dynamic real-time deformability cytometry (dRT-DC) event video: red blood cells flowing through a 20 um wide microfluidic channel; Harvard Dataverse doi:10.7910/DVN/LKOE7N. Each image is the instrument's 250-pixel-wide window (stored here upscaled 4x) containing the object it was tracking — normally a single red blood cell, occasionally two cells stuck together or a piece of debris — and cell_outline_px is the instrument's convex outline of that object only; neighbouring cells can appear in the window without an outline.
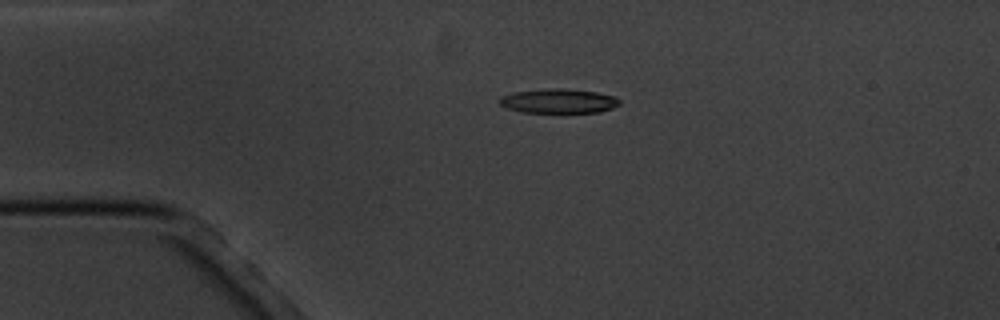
{"species": "common noctule bat (a hibernating species)", "species_latin": "Nyctalus noctula", "temperature_condition": "cold", "stored_images_in_passage": 4, "camera_frame_rate_fps": 3000, "um_per_image_px": 0.085, "animal": {"sex": "male", "body_mass_g": 20.1, "forearm_length_mm": 53.5}, "frame": {"image": 1, "passage_image": 3, "time_ms": 2.333, "image_size_px": [1000, 320], "cell_outline_px": [[620, 104], [612, 108], [600, 112], [520, 112], [508, 108], [500, 104], [496, 100], [500, 96], [516, 92], [548, 88], [560, 88], [596, 92], [616, 96], [620, 100]], "centroid_in_image_um": [47.47, 8.58], "position_along_channel_um": 37.5, "area_um2": 17.05}}